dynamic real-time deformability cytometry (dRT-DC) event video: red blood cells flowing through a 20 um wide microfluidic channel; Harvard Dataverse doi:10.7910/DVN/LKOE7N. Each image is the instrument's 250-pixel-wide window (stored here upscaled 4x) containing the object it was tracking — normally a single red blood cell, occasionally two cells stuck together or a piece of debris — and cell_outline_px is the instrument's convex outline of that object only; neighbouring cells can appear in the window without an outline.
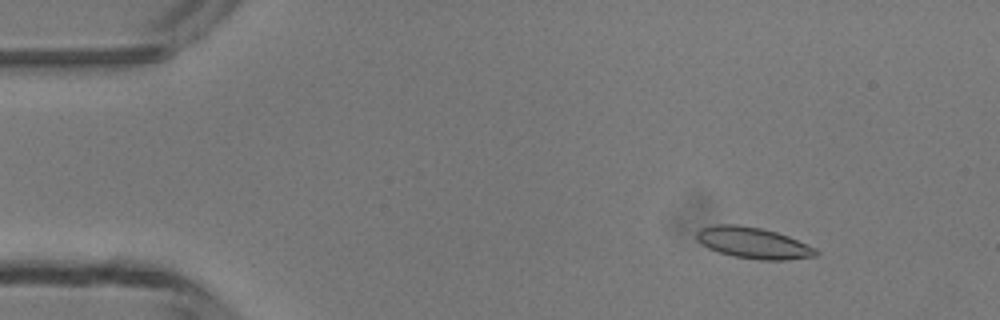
{"species": "common noctule bat (a hibernating species)", "species_latin": "Nyctalus noctula", "temperature_condition": "room temperature", "stored_images_in_passage": 4, "camera_frame_rate_fps": 3000, "um_per_image_px": 0.085, "animal": {"sex": "male", "body_mass_g": 13.3}, "frame": {"image": 1, "passage_image": 2, "time_ms": 1.333, "image_size_px": [1000, 320], "cell_outline_px": [[820, 252], [816, 256], [788, 260], [760, 260], [732, 256], [708, 248], [696, 240], [696, 232], [700, 228], [716, 224], [736, 224], [760, 228], [776, 232], [788, 236], [816, 248]], "centroid_in_image_um": [64.02, 20.65], "position_along_channel_um": 21.0, "area_um2": 21.79}}
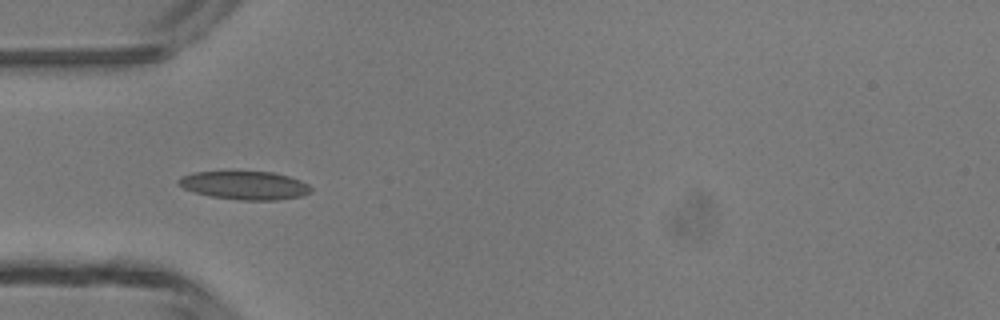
{"frame": {"image": 2, "passage_image": 4, "time_ms": 4.333, "image_size_px": [1000, 320], "cell_outline_px": [[312, 192], [300, 196], [276, 200], [240, 200], [208, 196], [192, 192], [176, 184], [176, 180], [192, 172], [272, 172], [288, 176], [300, 180], [308, 184], [312, 188]], "centroid_in_image_um": [20.78, 15.76], "position_along_channel_um": 64.2, "area_um2": 21.91}}